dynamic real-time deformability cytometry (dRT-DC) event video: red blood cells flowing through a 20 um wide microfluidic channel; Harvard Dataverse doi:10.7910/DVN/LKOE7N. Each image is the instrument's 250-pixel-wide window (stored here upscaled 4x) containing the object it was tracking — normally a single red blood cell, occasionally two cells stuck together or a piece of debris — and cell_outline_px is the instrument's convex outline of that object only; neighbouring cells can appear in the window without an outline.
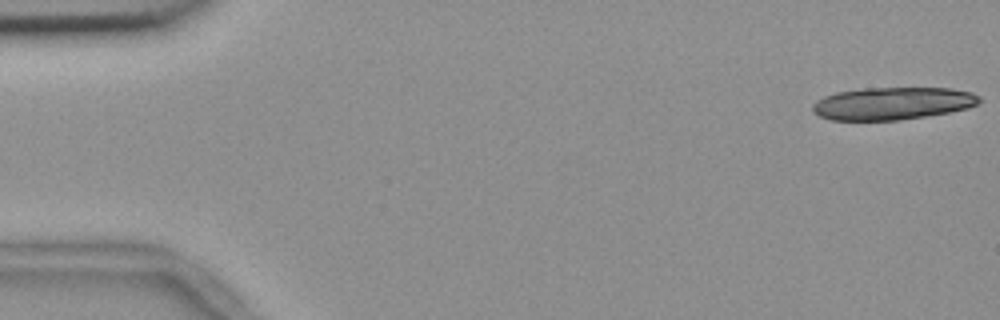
{"species": "common noctule bat (a hibernating species)", "species_latin": "Nyctalus noctula", "temperature_condition": "room temperature", "stored_images_in_passage": 19, "camera_frame_rate_fps": 3000, "um_per_image_px": 0.085, "animal": {"sex": "female", "body_mass_g": 18.4}, "frame": {"image": 1, "passage_image": 1, "time_ms": 0.0, "image_size_px": [1000, 320], "cell_outline_px": [[980, 100], [976, 104], [968, 108], [948, 112], [900, 120], [832, 120], [820, 116], [812, 112], [812, 104], [816, 100], [824, 96], [836, 92], [864, 88], [952, 88], [972, 92], [980, 96]], "centroid_in_image_um": [75.84, 8.78], "position_along_channel_um": 9.2, "area_um2": 31.62}}